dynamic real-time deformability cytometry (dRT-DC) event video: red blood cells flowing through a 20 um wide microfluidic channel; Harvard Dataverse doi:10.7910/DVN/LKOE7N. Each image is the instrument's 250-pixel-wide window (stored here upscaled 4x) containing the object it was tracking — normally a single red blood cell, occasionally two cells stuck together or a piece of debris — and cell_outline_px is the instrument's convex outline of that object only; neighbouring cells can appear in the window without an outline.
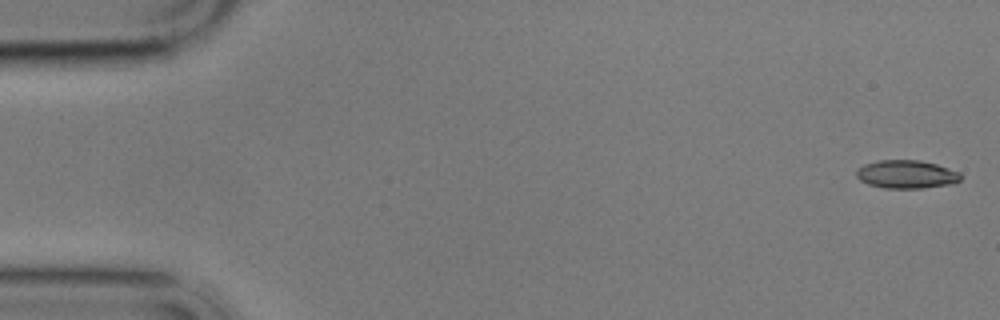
{"species": "common noctule bat (a hibernating species)", "species_latin": "Nyctalus noctula", "temperature_condition": "cold", "stored_images_in_passage": 5, "camera_frame_rate_fps": 3000, "um_per_image_px": 0.085, "animal": {"sex": "male", "body_mass_g": 17.9}, "frame": {"image": 1, "passage_image": 1, "time_ms": 0.0, "image_size_px": [1000, 320], "cell_outline_px": [[960, 180], [952, 184], [920, 188], [884, 188], [868, 184], [860, 180], [856, 176], [856, 168], [864, 164], [880, 160], [920, 160], [936, 164], [960, 172]], "centroid_in_image_um": [77.02, 14.81], "position_along_channel_um": 8.0, "area_um2": 17.17}}
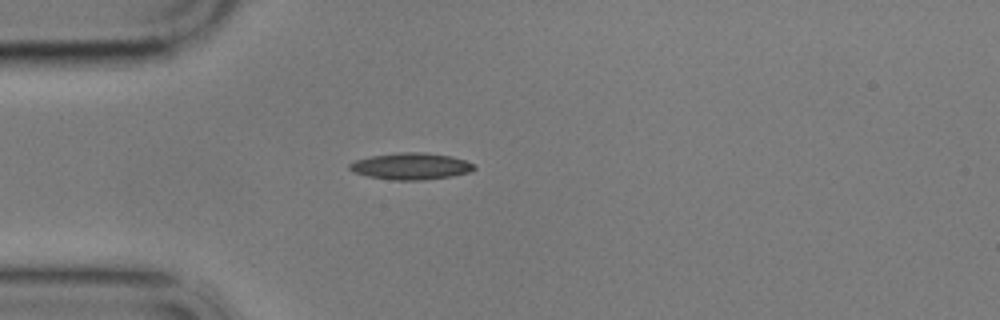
{"frame": {"image": 2, "passage_image": 5, "time_ms": 4.667, "image_size_px": [1000, 320], "cell_outline_px": [[476, 168], [468, 172], [452, 176], [424, 180], [396, 180], [368, 176], [352, 172], [348, 168], [348, 164], [356, 160], [372, 156], [400, 152], [424, 152], [448, 156], [464, 160], [472, 164]], "centroid_in_image_um": [34.89, 14.13], "position_along_channel_um": 50.1, "area_um2": 19.13}}